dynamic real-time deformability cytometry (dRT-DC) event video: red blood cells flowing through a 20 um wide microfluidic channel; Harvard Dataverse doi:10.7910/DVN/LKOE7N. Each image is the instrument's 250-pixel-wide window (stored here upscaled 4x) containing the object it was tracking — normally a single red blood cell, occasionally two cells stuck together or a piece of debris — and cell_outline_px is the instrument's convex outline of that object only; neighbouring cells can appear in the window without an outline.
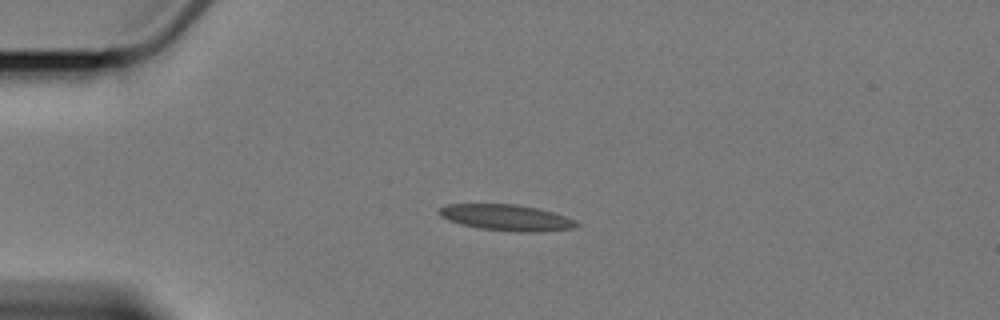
{"species": "Egyptian fruit bat (a non-hibernating species)", "species_latin": "Rousettus aegyptiacus", "temperature_condition": "cold", "stored_images_in_passage": 5, "camera_frame_rate_fps": 3000, "um_per_image_px": 0.085, "animal": {"sex": "female"}, "frame": {"image": 1, "passage_image": 5, "time_ms": 4.667, "image_size_px": [1000, 320], "cell_outline_px": [[580, 224], [576, 228], [540, 232], [516, 232], [480, 228], [460, 224], [448, 220], [440, 216], [436, 212], [440, 208], [448, 204], [516, 204], [536, 208], [552, 212], [576, 220]], "centroid_in_image_um": [43.05, 18.5], "position_along_channel_um": 41.9, "area_um2": 20.98}}